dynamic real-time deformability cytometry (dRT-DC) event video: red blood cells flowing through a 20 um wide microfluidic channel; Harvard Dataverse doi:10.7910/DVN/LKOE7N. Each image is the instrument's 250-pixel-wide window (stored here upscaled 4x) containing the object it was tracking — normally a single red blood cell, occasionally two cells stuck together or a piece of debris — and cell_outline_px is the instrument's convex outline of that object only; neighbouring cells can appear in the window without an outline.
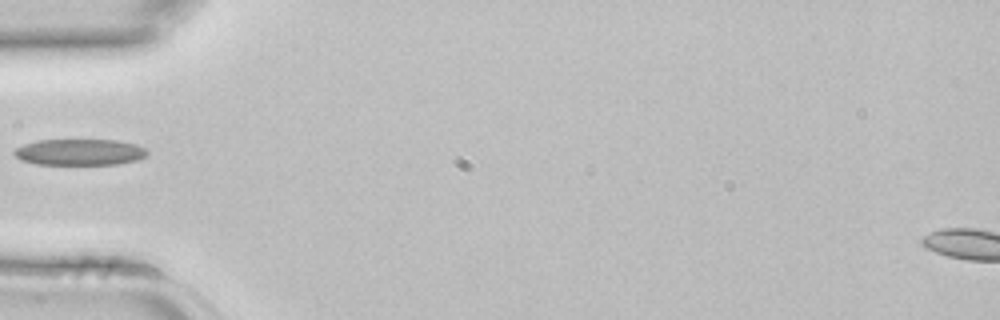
{"species": "common noctule bat (a hibernating species)", "species_latin": "Nyctalus noctula", "temperature_condition": "room temperature", "stored_images_in_passage": 2, "camera_frame_rate_fps": 3000, "um_per_image_px": 0.085, "animal": {"sex": "female", "body_mass_g": 22.7, "forearm_length_mm": 54.2}, "frame": {"image": 1, "passage_image": 2, "time_ms": 0.333, "image_size_px": [1000, 320], "cell_outline_px": [[148, 152], [144, 156], [136, 160], [116, 164], [36, 164], [20, 160], [12, 152], [16, 148], [24, 144], [36, 140], [120, 140], [136, 144], [144, 148]], "centroid_in_image_um": [6.74, 12.92], "position_along_channel_um": 78.3, "area_um2": 20.29}}